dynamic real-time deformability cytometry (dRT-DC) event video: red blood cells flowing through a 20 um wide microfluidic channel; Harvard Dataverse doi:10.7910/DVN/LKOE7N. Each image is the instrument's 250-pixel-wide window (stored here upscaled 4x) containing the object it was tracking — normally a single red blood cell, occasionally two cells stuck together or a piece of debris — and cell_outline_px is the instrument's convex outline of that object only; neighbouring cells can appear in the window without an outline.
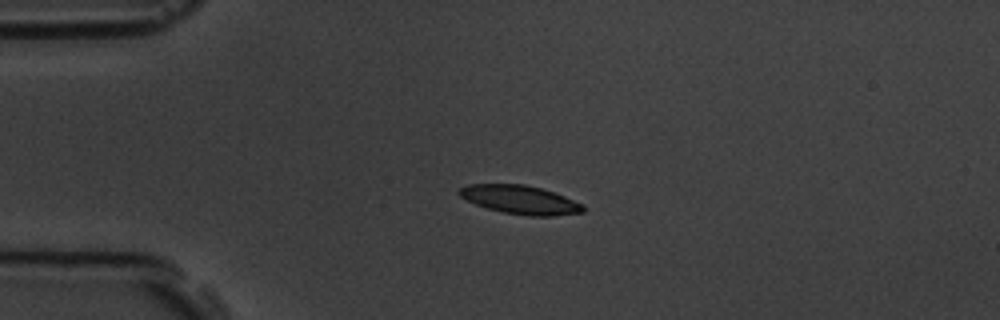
{"species": "common noctule bat (a hibernating species)", "species_latin": "Nyctalus noctula", "temperature_condition": "room temperature", "stored_images_in_passage": 4, "camera_frame_rate_fps": 3000, "um_per_image_px": 0.085, "animal": {"sex": "male", "body_mass_g": 19.5, "forearm_length_mm": 54.6}, "frame": {"image": 1, "passage_image": 1, "time_ms": 0.0, "image_size_px": [1000, 320], "cell_outline_px": [[584, 212], [552, 216], [528, 216], [504, 212], [488, 208], [476, 204], [460, 196], [456, 192], [460, 188], [468, 184], [524, 184], [540, 188], [564, 196], [584, 204]], "centroid_in_image_um": [44.22, 16.97], "position_along_channel_um": 40.8, "area_um2": 20.52}}
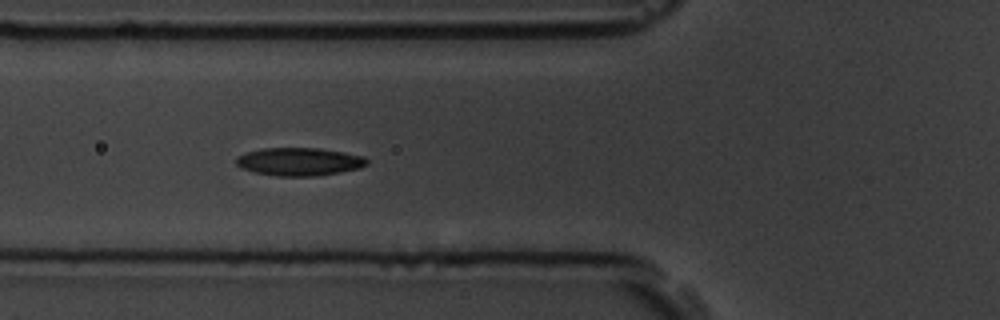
{"frame": {"image": 2, "passage_image": 3, "time_ms": 2.333, "image_size_px": [1000, 320], "cell_outline_px": [[368, 164], [360, 168], [340, 172], [316, 176], [276, 176], [256, 172], [240, 168], [236, 164], [236, 156], [244, 152], [264, 148], [320, 148], [344, 152], [364, 156], [368, 160]], "centroid_in_image_um": [25.43, 13.73], "position_along_channel_um": 100.4, "area_um2": 21.5}}
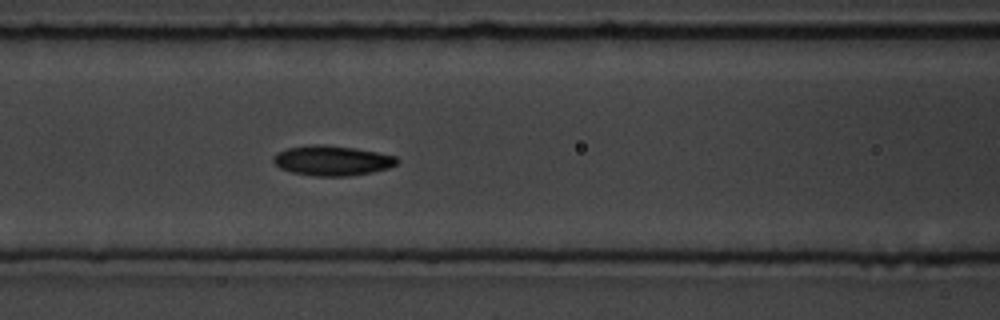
{"frame": {"image": 3, "passage_image": 4, "time_ms": 3.333, "image_size_px": [1000, 320], "cell_outline_px": [[400, 160], [396, 164], [388, 168], [372, 172], [348, 176], [316, 176], [292, 172], [280, 168], [272, 160], [272, 156], [276, 152], [288, 148], [312, 144], [324, 144], [352, 148], [376, 152], [396, 156]], "centroid_in_image_um": [28.21, 13.64], "position_along_channel_um": 138.4, "area_um2": 21.56}}